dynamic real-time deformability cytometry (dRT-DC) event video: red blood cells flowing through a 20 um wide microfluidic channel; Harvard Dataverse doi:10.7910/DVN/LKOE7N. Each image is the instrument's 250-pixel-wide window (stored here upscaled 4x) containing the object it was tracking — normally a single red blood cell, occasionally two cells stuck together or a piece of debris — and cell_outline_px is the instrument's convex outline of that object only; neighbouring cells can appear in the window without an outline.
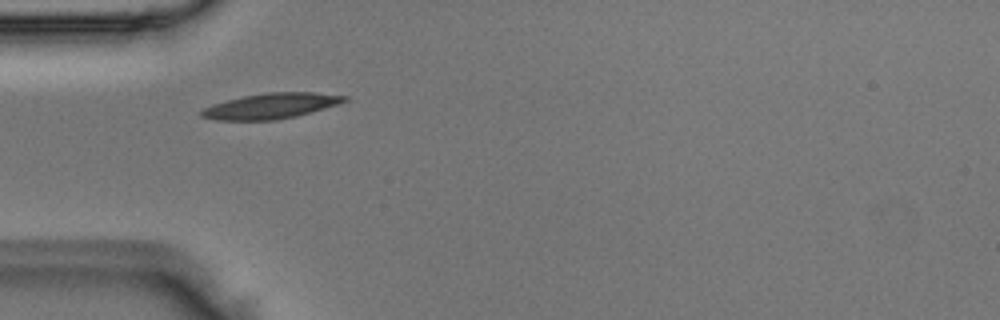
{"species": "Egyptian fruit bat (a non-hibernating species)", "species_latin": "Rousettus aegyptiacus", "temperature_condition": "room temperature", "stored_images_in_passage": 4, "camera_frame_rate_fps": 3000, "um_per_image_px": 0.085, "animal": {"sex": "male"}, "frame": {"image": 1, "passage_image": 3, "time_ms": 0.667, "image_size_px": [1000, 320], "cell_outline_px": [[352, 96], [348, 100], [340, 104], [296, 116], [276, 120], [216, 120], [200, 116], [200, 112], [204, 108], [228, 100], [244, 96], [268, 92], [312, 92]], "centroid_in_image_um": [23.11, 9.0], "position_along_channel_um": 61.9, "area_um2": 21.15}}
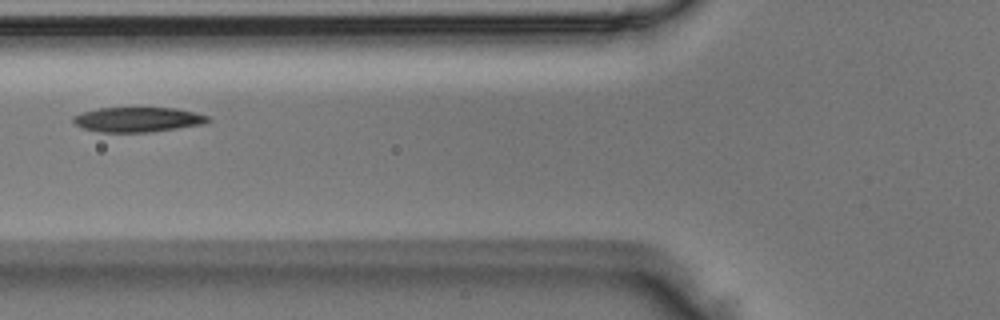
{"frame": {"image": 2, "passage_image": 4, "time_ms": 1.0, "image_size_px": [1000, 320], "cell_outline_px": [[212, 120], [204, 124], [148, 132], [100, 132], [84, 128], [72, 124], [72, 116], [84, 112], [100, 108], [176, 108], [212, 116]], "centroid_in_image_um": [11.73, 10.16], "position_along_channel_um": 114.1, "area_um2": 19.54}}